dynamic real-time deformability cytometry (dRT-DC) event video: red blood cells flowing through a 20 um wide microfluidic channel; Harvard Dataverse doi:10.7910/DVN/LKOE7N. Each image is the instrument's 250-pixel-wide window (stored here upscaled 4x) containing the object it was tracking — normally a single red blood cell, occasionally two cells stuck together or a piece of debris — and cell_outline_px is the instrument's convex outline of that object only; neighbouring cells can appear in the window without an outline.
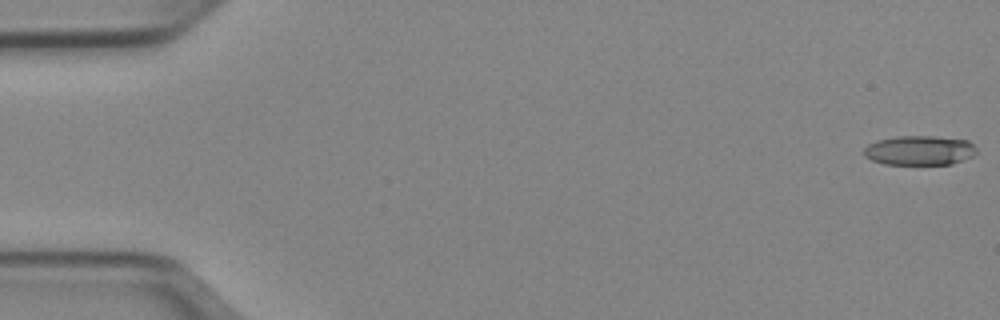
{"species": "Egyptian fruit bat (a non-hibernating species)", "species_latin": "Rousettus aegyptiacus", "temperature_condition": "cold", "stored_images_in_passage": 51, "camera_frame_rate_fps": 3000, "um_per_image_px": 0.085, "animal": {"sex": "female"}, "frame": {"image": 1, "passage_image": 1, "time_ms": 0.0, "image_size_px": [1000, 320], "cell_outline_px": [[976, 152], [972, 156], [952, 164], [884, 164], [872, 160], [864, 156], [864, 148], [868, 144], [876, 140], [896, 136], [932, 136], [968, 140], [976, 148]], "centroid_in_image_um": [78.13, 12.78], "position_along_channel_um": 6.9, "area_um2": 19.36}}
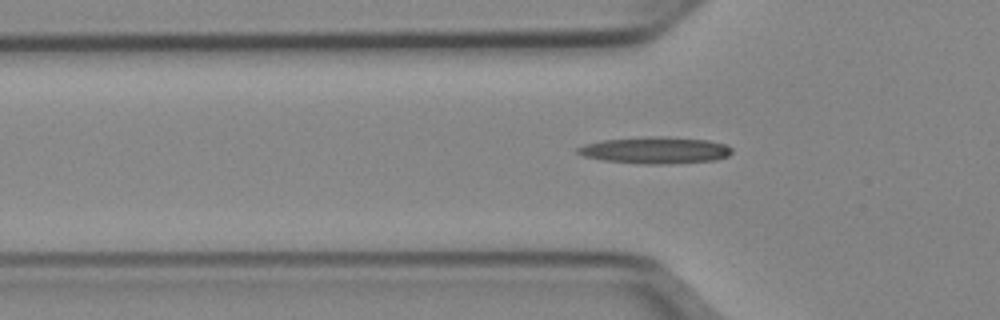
{"frame": {"image": 2, "passage_image": 17, "time_ms": 5.333, "image_size_px": [1000, 320], "cell_outline_px": [[732, 152], [728, 156], [712, 160], [668, 164], [644, 164], [604, 160], [584, 156], [576, 152], [576, 148], [584, 144], [600, 140], [648, 136], [664, 136], [708, 140], [724, 144], [732, 148]], "centroid_in_image_um": [55.67, 12.76], "position_along_channel_um": 70.1, "area_um2": 24.04}}
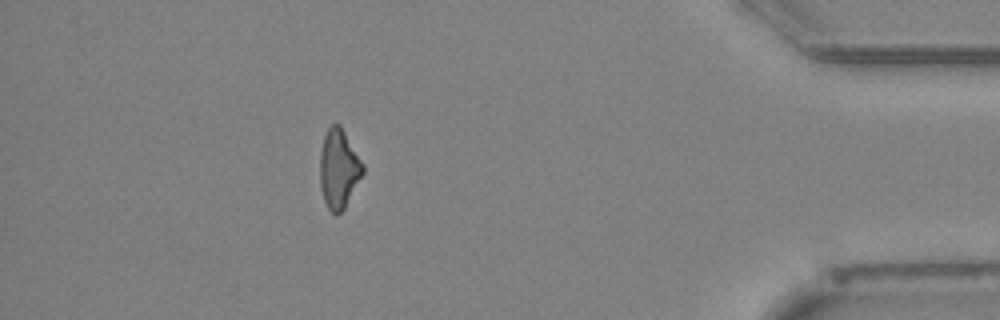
{"frame": {"image": 3, "passage_image": 46, "time_ms": 15.0, "image_size_px": [1000, 320], "cell_outline_px": [[364, 172], [344, 208], [336, 216], [328, 208], [324, 200], [320, 188], [320, 152], [324, 136], [328, 128], [332, 124], [340, 124], [364, 164]], "centroid_in_image_um": [28.79, 14.34], "position_along_channel_um": 406.4, "area_um2": 19.71}}